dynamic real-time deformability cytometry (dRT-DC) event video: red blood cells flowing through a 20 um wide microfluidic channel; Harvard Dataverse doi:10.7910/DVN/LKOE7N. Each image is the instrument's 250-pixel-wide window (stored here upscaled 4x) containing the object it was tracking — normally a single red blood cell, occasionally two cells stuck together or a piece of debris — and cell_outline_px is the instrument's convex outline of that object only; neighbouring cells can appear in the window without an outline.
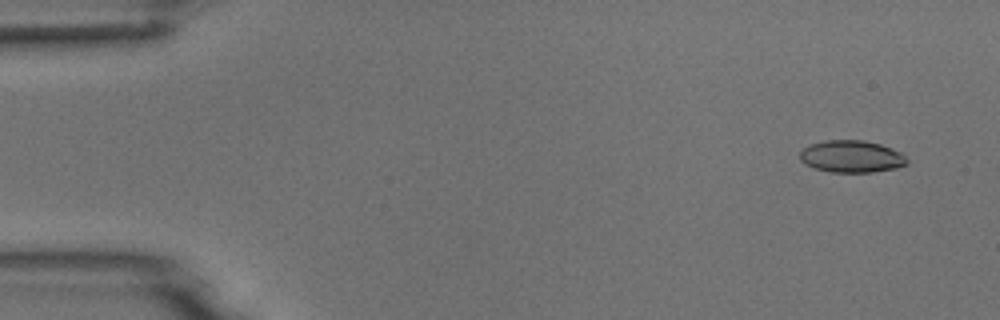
{"species": "common noctule bat (a hibernating species)", "species_latin": "Nyctalus noctula", "temperature_condition": "room temperature", "stored_images_in_passage": 6, "camera_frame_rate_fps": 3000, "um_per_image_px": 0.085, "animal": {"sex": "male", "body_mass_g": 18.8}, "frame": {"image": 1, "passage_image": 2, "time_ms": 1.0, "image_size_px": [1000, 320], "cell_outline_px": [[908, 164], [896, 168], [872, 172], [832, 172], [816, 168], [804, 164], [800, 160], [800, 152], [808, 144], [824, 140], [864, 140], [880, 144], [892, 148], [900, 152], [908, 160]], "centroid_in_image_um": [72.37, 13.29], "position_along_channel_um": 12.6, "area_um2": 20.11}}
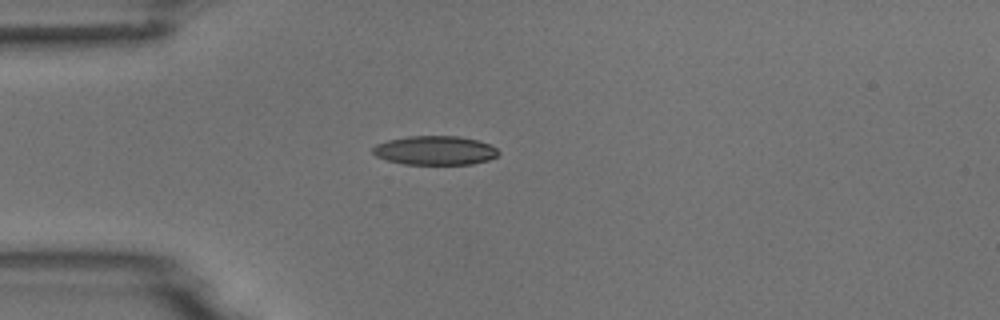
{"frame": {"image": 2, "passage_image": 5, "time_ms": 4.667, "image_size_px": [1000, 320], "cell_outline_px": [[500, 152], [496, 156], [488, 160], [472, 164], [404, 164], [388, 160], [376, 156], [372, 152], [372, 148], [376, 144], [388, 140], [408, 136], [456, 136], [476, 140], [488, 144], [496, 148]], "centroid_in_image_um": [36.96, 12.79], "position_along_channel_um": 48.0, "area_um2": 21.1}}